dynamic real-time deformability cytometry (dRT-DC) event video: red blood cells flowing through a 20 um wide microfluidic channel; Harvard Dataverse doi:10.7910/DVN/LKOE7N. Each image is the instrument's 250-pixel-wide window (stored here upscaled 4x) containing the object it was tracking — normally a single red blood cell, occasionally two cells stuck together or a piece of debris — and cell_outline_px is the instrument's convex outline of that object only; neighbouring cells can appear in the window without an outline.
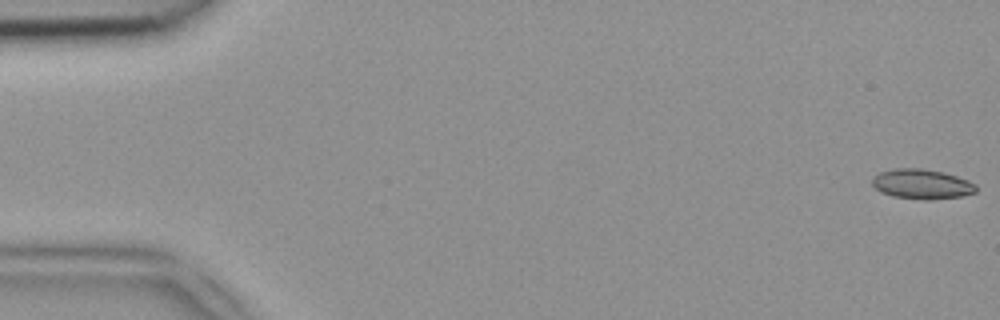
{"species": "common noctule bat (a hibernating species)", "species_latin": "Nyctalus noctula", "temperature_condition": "room temperature", "stored_images_in_passage": 50, "camera_frame_rate_fps": 3000, "um_per_image_px": 0.085, "animal": {"sex": "female", "body_mass_g": 18.4}, "frame": {"image": 1, "passage_image": 1, "time_ms": 0.0, "image_size_px": [1000, 320], "cell_outline_px": [[976, 192], [960, 196], [928, 200], [924, 200], [892, 196], [880, 192], [872, 184], [872, 176], [880, 172], [896, 168], [920, 168], [944, 172], [968, 180], [976, 184]], "centroid_in_image_um": [78.33, 15.64], "position_along_channel_um": 6.7, "area_um2": 18.09}}
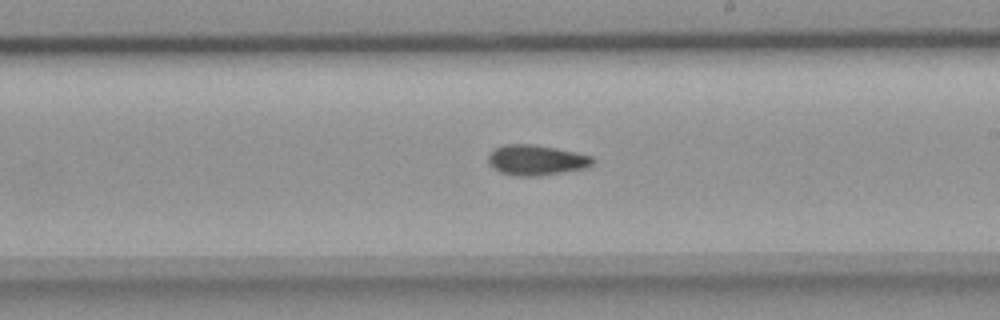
{"frame": {"image": 2, "passage_image": 29, "time_ms": 9.333, "image_size_px": [1000, 320], "cell_outline_px": [[596, 160], [588, 168], [540, 176], [516, 176], [500, 172], [488, 160], [488, 152], [504, 144], [532, 144], [556, 148], [576, 152], [592, 156]], "centroid_in_image_um": [45.63, 13.6], "position_along_channel_um": 243.4, "area_um2": 18.55}}
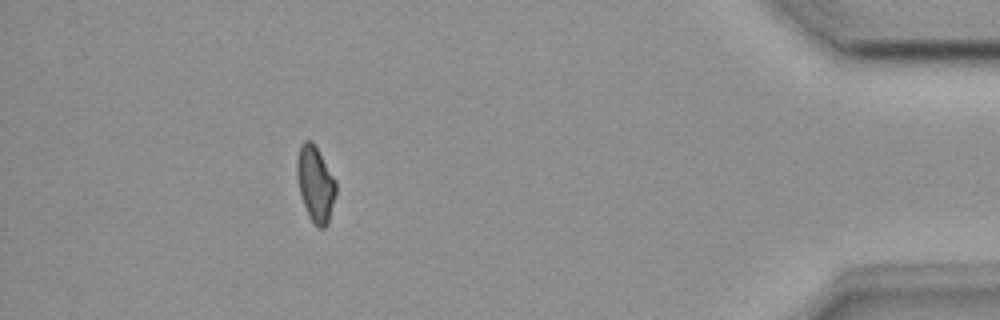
{"frame": {"image": 3, "passage_image": 45, "time_ms": 14.667, "image_size_px": [1000, 320], "cell_outline_px": [[336, 192], [328, 224], [324, 228], [320, 228], [308, 216], [300, 192], [296, 172], [296, 160], [300, 144], [304, 140], [312, 140], [336, 180]], "centroid_in_image_um": [26.81, 15.6], "position_along_channel_um": 408.4, "area_um2": 17.11}}